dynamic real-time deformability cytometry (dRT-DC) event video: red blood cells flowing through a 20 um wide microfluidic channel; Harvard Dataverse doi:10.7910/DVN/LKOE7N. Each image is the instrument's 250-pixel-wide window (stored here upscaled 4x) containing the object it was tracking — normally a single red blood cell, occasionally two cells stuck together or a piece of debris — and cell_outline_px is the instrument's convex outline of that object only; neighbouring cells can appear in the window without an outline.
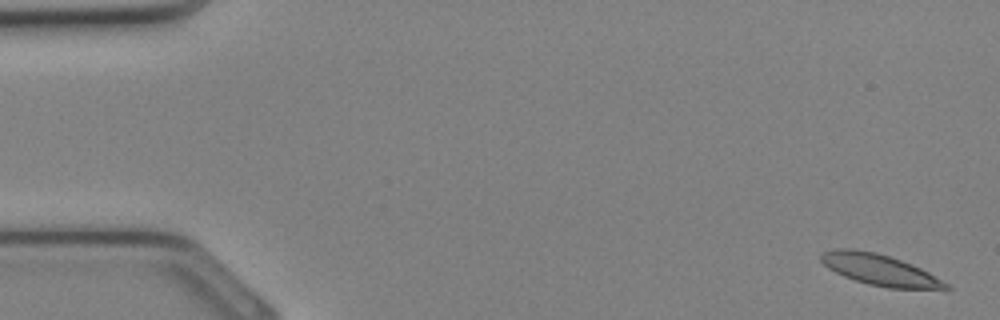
{"species": "Egyptian fruit bat (a non-hibernating species)", "species_latin": "Rousettus aegyptiacus", "temperature_condition": "cold", "stored_images_in_passage": 13, "camera_frame_rate_fps": 3000, "um_per_image_px": 0.085, "animal": {"sex": "female"}, "frame": {"image": 1, "passage_image": 1, "time_ms": 0.0, "image_size_px": [1000, 320], "cell_outline_px": [[952, 288], [888, 288], [868, 284], [844, 276], [828, 268], [820, 260], [820, 256], [824, 252], [836, 248], [852, 248], [876, 252], [912, 264], [928, 272], [948, 284]], "centroid_in_image_um": [74.72, 22.91], "position_along_channel_um": 10.3, "area_um2": 22.2}}
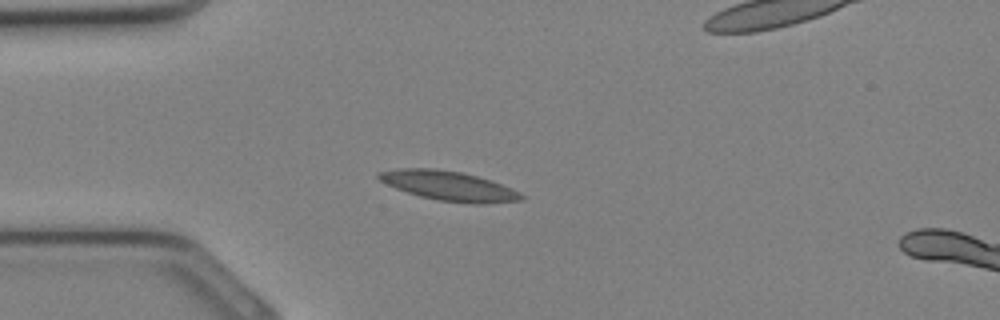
{"frame": {"image": 2, "passage_image": 9, "time_ms": 2.667, "image_size_px": [1000, 320], "cell_outline_px": [[524, 196], [520, 200], [484, 204], [476, 204], [440, 200], [420, 196], [396, 188], [380, 180], [376, 176], [380, 172], [400, 168], [436, 168], [460, 172], [476, 176], [512, 188], [520, 192]], "centroid_in_image_um": [38.15, 15.79], "position_along_channel_um": 46.8, "area_um2": 24.1}}
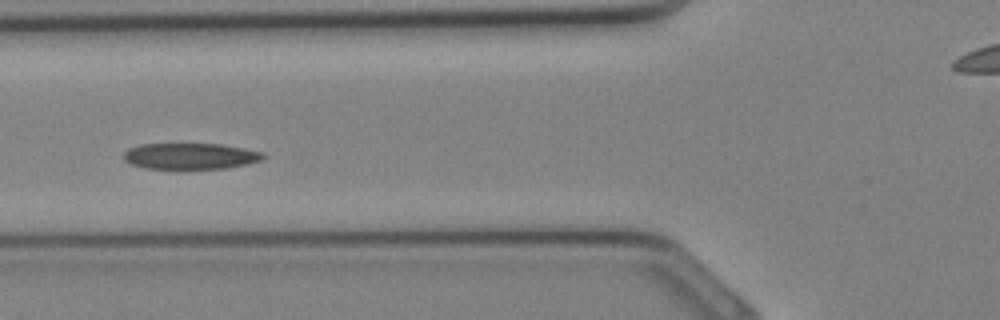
{"frame": {"image": 3, "passage_image": 13, "time_ms": 4.0, "image_size_px": [1000, 320], "cell_outline_px": [[268, 156], [260, 160], [248, 164], [224, 168], [144, 168], [132, 164], [124, 160], [124, 152], [128, 148], [140, 144], [220, 144], [244, 148], [264, 152]], "centroid_in_image_um": [16.21, 13.26], "position_along_channel_um": 109.6, "area_um2": 21.15}}